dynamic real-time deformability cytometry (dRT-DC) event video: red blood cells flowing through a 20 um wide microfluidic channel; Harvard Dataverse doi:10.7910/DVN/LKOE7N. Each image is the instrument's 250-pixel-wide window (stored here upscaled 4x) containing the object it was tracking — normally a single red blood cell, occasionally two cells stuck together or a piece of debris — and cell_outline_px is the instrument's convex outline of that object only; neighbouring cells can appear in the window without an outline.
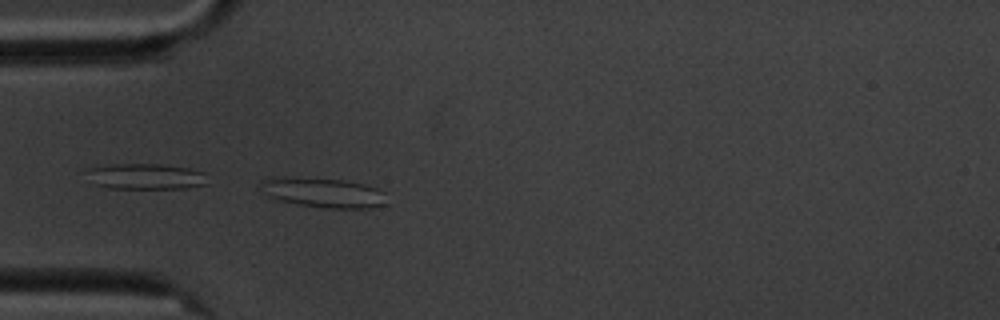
{"species": "common noctule bat (a hibernating species)", "species_latin": "Nyctalus noctula", "temperature_condition": "cold", "stored_images_in_passage": 5, "camera_frame_rate_fps": 3000, "um_per_image_px": 0.085, "animal": {"sex": "male", "body_mass_g": 20.1, "forearm_length_mm": 53.5}, "frame": {"image": 1, "passage_image": 5, "time_ms": 5.0, "image_size_px": [1000, 320], "cell_outline_px": [[388, 204], [372, 208], [332, 208], [300, 204], [280, 200], [268, 196], [264, 180], [272, 176], [284, 176], [344, 180], [376, 188], [384, 192]], "centroid_in_image_um": [27.57, 16.37], "position_along_channel_um": 57.4, "area_um2": 21.39}}